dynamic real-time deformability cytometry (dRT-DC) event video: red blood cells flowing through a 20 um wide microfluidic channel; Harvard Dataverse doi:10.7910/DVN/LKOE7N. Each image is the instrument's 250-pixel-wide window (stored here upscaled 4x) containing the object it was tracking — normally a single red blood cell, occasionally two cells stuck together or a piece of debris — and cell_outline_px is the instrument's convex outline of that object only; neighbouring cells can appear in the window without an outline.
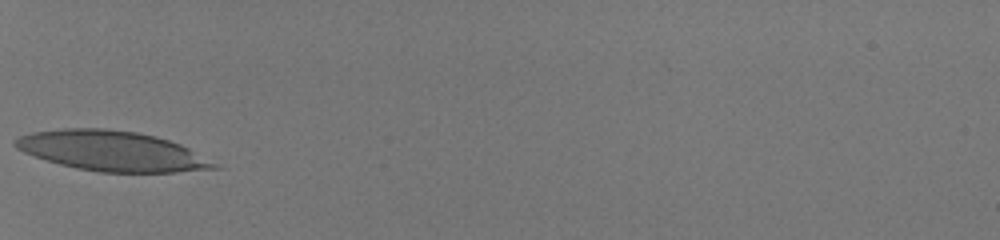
{"species": "human", "species_latin": "Homo sapiens", "temperature_condition": "room temperature", "stored_images_in_passage": 27, "camera_frame_rate_fps": 3000, "um_per_image_px": 0.085, "donor": {"sex": "male"}, "frame": {"image": 1, "passage_image": 1, "time_ms": 0.0, "image_size_px": [1000, 240], "cell_outline_px": [[224, 168], [176, 172], [96, 172], [76, 168], [60, 164], [24, 152], [16, 148], [12, 144], [12, 140], [20, 136], [32, 132], [64, 128], [104, 128], [136, 132], [156, 136], [180, 144], [188, 148]], "centroid_in_image_um": [9.49, 12.83], "position_along_channel_um": 75.5, "area_um2": 46.24}}
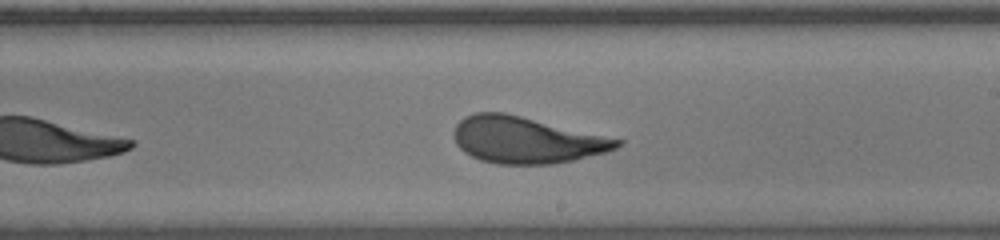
{"frame": {"image": 2, "passage_image": 14, "time_ms": 4.333, "image_size_px": [1000, 240], "cell_outline_px": [[624, 140], [616, 148], [604, 152], [572, 160], [552, 164], [496, 164], [480, 160], [464, 152], [456, 144], [452, 132], [456, 124], [464, 116], [476, 112], [504, 112]], "centroid_in_image_um": [44.67, 11.89], "position_along_channel_um": 244.3, "area_um2": 44.04}}
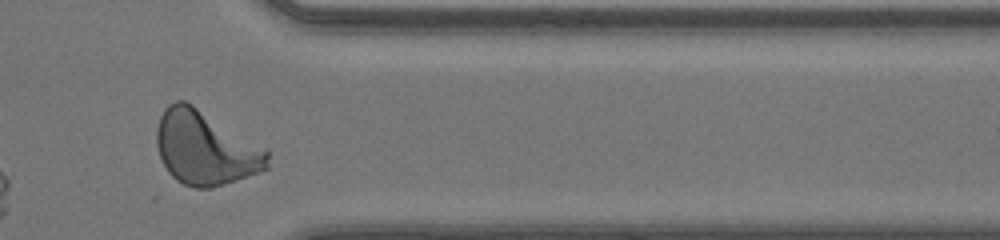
{"frame": {"image": 3, "passage_image": 25, "time_ms": 8.0, "image_size_px": [1000, 240], "cell_outline_px": [[268, 168], [212, 188], [196, 188], [184, 184], [176, 180], [168, 172], [160, 156], [156, 144], [156, 128], [160, 116], [164, 108], [168, 104], [176, 100], [184, 100], [192, 104], [268, 148]], "centroid_in_image_um": [17.44, 12.56], "position_along_channel_um": 394.0, "area_um2": 47.8}, "authors_computed_cell_mechanics": {"area_um2": 44.6794, "velocity_mm_per_s": 4.1229, "shape_relaxation_time_tau1_ms": 3.9521, "shape_relaxation_time_tau2_ms": null, "deformation_change_tau1": 0.1939, "deformation_change_tau2": null}}